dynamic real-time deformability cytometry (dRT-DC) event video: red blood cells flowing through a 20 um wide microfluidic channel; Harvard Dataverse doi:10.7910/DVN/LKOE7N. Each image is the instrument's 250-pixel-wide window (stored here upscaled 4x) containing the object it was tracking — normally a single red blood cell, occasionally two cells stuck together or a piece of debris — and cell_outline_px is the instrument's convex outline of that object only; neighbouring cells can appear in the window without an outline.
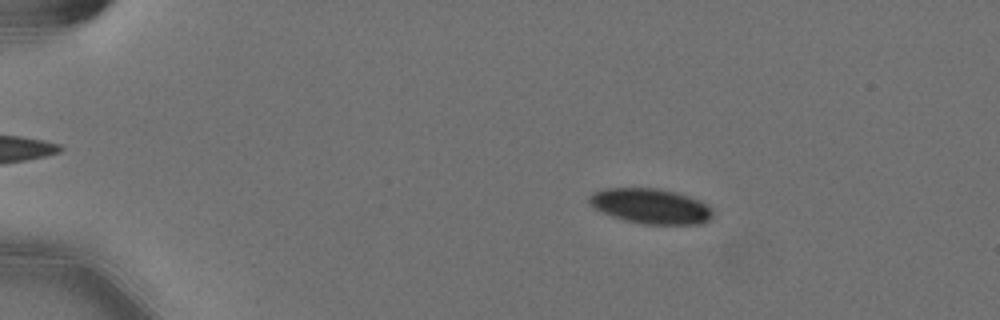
{"species": "Egyptian fruit bat (a non-hibernating species)", "species_latin": "Rousettus aegyptiacus", "temperature_condition": "cold", "stored_images_in_passage": 50, "camera_frame_rate_fps": 3000, "um_per_image_px": 0.085, "animal": {"sex": "female"}, "frame": {"image": 1, "passage_image": 11, "time_ms": 3.333, "image_size_px": [1000, 320], "cell_outline_px": [[712, 216], [708, 220], [700, 224], [644, 224], [624, 220], [612, 216], [592, 208], [588, 200], [588, 196], [592, 192], [604, 188], [660, 188], [676, 192], [700, 200], [708, 204], [712, 208]], "centroid_in_image_um": [55.28, 17.51], "position_along_channel_um": 29.7, "area_um2": 25.55}}
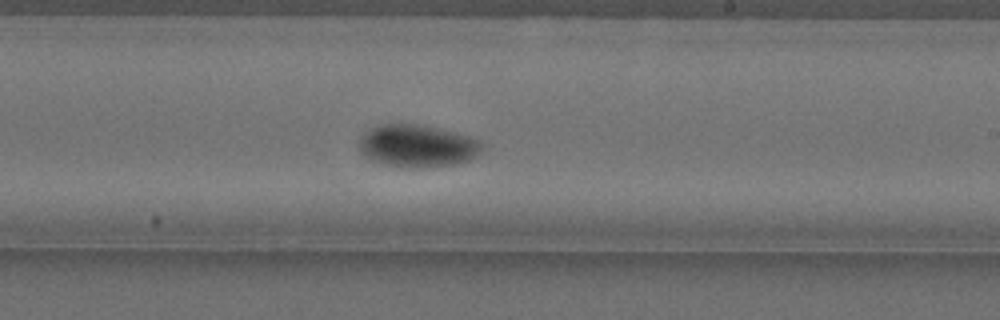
{"frame": {"image": 2, "passage_image": 36, "time_ms": 11.667, "image_size_px": [1000, 320], "cell_outline_px": [[480, 152], [468, 160], [452, 164], [424, 168], [400, 168], [384, 164], [372, 160], [364, 156], [360, 152], [360, 136], [364, 132], [380, 124], [424, 124], [468, 136], [480, 140]], "centroid_in_image_um": [35.42, 12.4], "position_along_channel_um": 253.6, "area_um2": 30.4}}
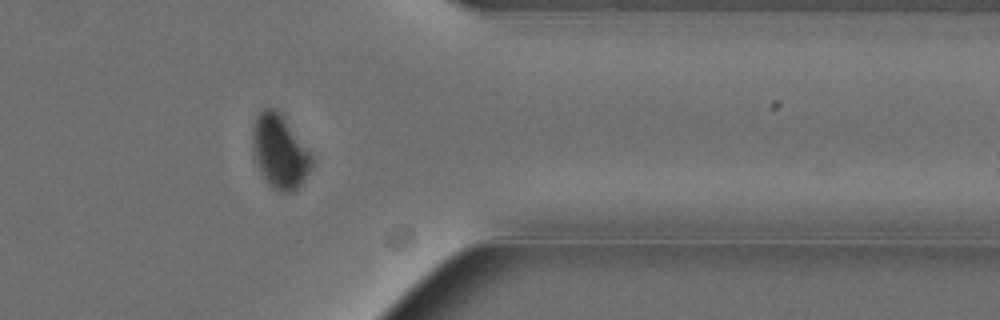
{"frame": {"image": 3, "passage_image": 48, "time_ms": 15.667, "image_size_px": [1000, 320], "cell_outline_px": [[312, 168], [304, 180], [292, 192], [276, 192], [264, 180], [256, 168], [252, 156], [252, 124], [256, 116], [264, 108], [276, 108], [280, 112], [312, 152]], "centroid_in_image_um": [23.75, 12.89], "position_along_channel_um": 387.7, "area_um2": 26.24}, "authors_computed_cell_mechanics": {"area_um2": 28.0908, "velocity_mm_per_s": 3.5584, "shape_relaxation_time_tau1_ms": 3.8173, "shape_relaxation_time_tau2_ms": null, "deformation_change_tau1": 0.0959, "deformation_change_tau2": null}}